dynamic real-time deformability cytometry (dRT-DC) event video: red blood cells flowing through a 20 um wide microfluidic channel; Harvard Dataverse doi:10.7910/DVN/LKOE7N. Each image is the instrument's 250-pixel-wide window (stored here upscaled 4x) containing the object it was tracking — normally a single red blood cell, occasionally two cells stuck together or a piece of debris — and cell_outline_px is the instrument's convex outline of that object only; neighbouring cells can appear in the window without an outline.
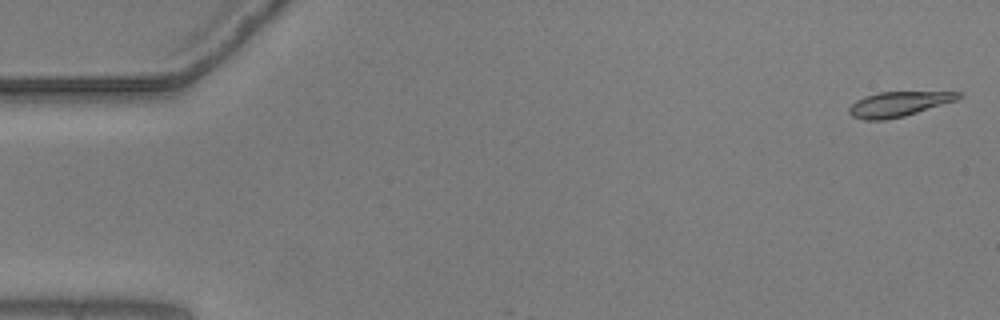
{"species": "common noctule bat (a hibernating species)", "species_latin": "Nyctalus noctula", "temperature_condition": "warm", "stored_images_in_passage": 7, "camera_frame_rate_fps": 3000, "um_per_image_px": 0.085, "animal": {"sex": "male", "body_mass_g": 20.5, "forearm_length_mm": 52.5}, "frame": {"image": 1, "passage_image": 2, "time_ms": 0.333, "image_size_px": [1000, 320], "cell_outline_px": [[964, 96], [956, 100], [904, 116], [888, 120], [864, 120], [852, 116], [848, 112], [848, 108], [856, 100], [864, 96], [880, 92], [964, 92]], "centroid_in_image_um": [76.36, 8.84], "position_along_channel_um": 8.6, "area_um2": 15.84}}